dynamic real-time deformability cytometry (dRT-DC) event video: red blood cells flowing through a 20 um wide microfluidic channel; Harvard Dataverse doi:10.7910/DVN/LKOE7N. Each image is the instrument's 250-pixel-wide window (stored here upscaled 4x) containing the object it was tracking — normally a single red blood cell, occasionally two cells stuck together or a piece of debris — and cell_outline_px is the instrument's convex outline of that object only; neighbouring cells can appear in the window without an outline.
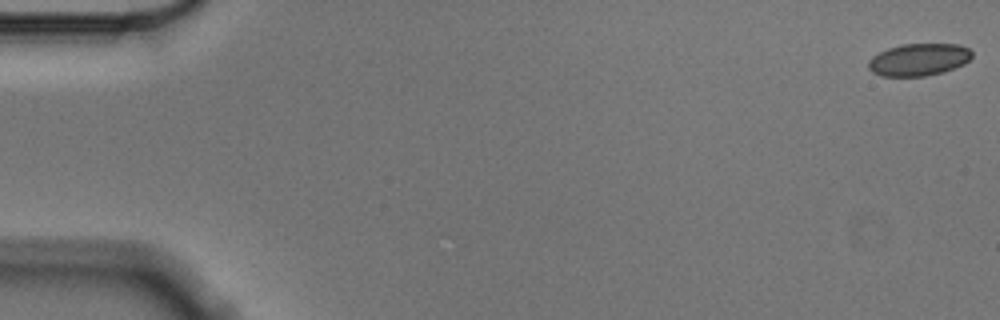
{"species": "Egyptian fruit bat (a non-hibernating species)", "species_latin": "Rousettus aegyptiacus", "temperature_condition": "cold", "stored_images_in_passage": 57, "camera_frame_rate_fps": 3000, "um_per_image_px": 0.085, "animal": {"sex": "male"}, "frame": {"image": 1, "passage_image": 1, "time_ms": 0.0, "image_size_px": [1000, 320], "cell_outline_px": [[972, 56], [964, 64], [944, 72], [924, 76], [880, 76], [872, 72], [868, 68], [868, 60], [872, 56], [888, 48], [900, 44], [960, 44], [968, 48], [972, 52]], "centroid_in_image_um": [78.08, 5.07], "position_along_channel_um": 6.9, "area_um2": 19.59}}
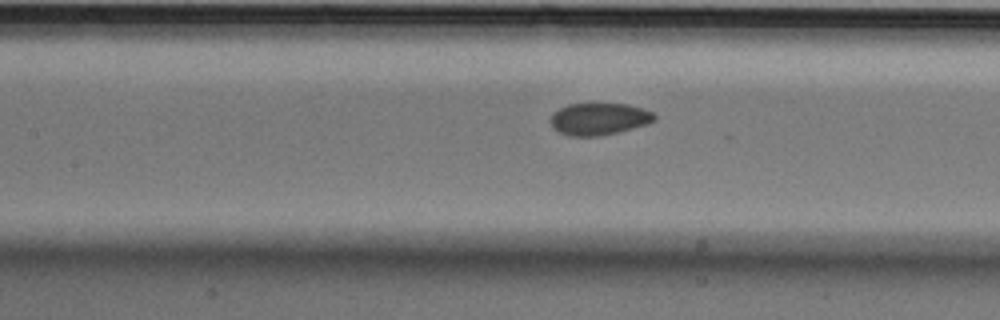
{"frame": {"image": 2, "passage_image": 26, "time_ms": 8.333, "image_size_px": [1000, 320], "cell_outline_px": [[656, 120], [648, 124], [600, 136], [568, 136], [552, 128], [552, 112], [568, 104], [628, 104], [644, 108], [652, 112], [656, 116]], "centroid_in_image_um": [50.94, 10.11], "position_along_channel_um": 156.5, "area_um2": 19.36}}
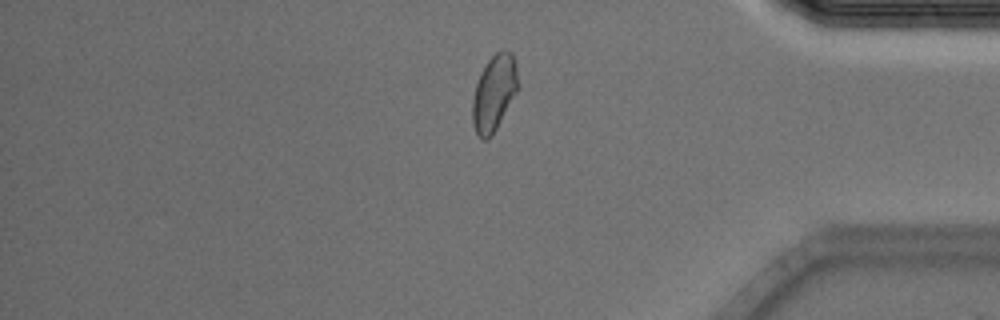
{"frame": {"image": 3, "passage_image": 48, "time_ms": 15.667, "image_size_px": [1000, 320], "cell_outline_px": [[516, 92], [492, 136], [484, 140], [476, 132], [472, 124], [472, 100], [476, 84], [480, 72], [488, 60], [496, 52], [504, 48], [512, 52], [516, 60]], "centroid_in_image_um": [41.97, 7.86], "position_along_channel_um": 393.2, "area_um2": 19.94}, "authors_computed_cell_mechanics": {"area_um2": 20.0566, "velocity_mm_per_s": 3.544, "shape_relaxation_time_tau1_ms": 4.8173, "shape_relaxation_time_tau2_ms": 0.9725, "deformation_change_tau1": 0.0702, "deformation_change_tau2": 0.0247}}